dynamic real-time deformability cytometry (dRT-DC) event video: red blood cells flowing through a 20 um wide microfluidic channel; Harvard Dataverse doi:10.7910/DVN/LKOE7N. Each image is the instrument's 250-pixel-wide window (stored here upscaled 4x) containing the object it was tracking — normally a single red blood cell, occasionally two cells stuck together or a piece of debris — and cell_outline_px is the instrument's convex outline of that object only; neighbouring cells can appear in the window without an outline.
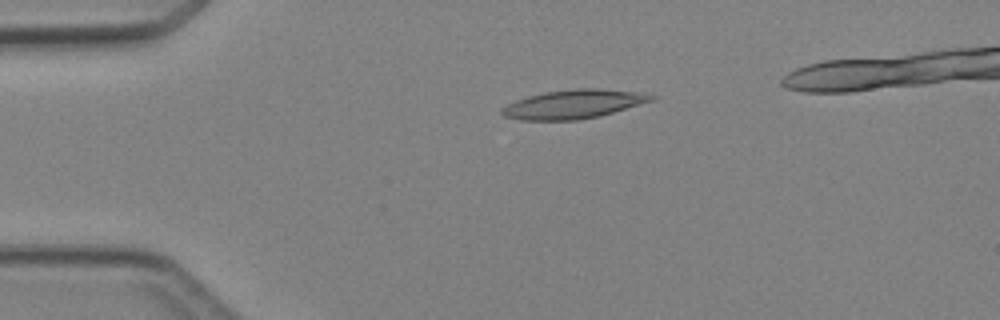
{"species": "Egyptian fruit bat (a non-hibernating species)", "species_latin": "Rousettus aegyptiacus", "temperature_condition": "cold", "stored_images_in_passage": 4, "segment_of_instrument_passage": [1, 2], "camera_frame_rate_fps": 3000, "um_per_image_px": 0.085, "animal": {"sex": "female"}, "frame": {"image": 1, "passage_image": 1, "time_ms": 0.0, "image_size_px": [1000, 320], "cell_outline_px": [[656, 100], [600, 116], [580, 120], [520, 120], [504, 116], [500, 112], [500, 108], [516, 100], [528, 96], [544, 92], [576, 88], [600, 88], [636, 92], [656, 96]], "centroid_in_image_um": [48.75, 8.85], "position_along_channel_um": 36.2, "area_um2": 25.26}}
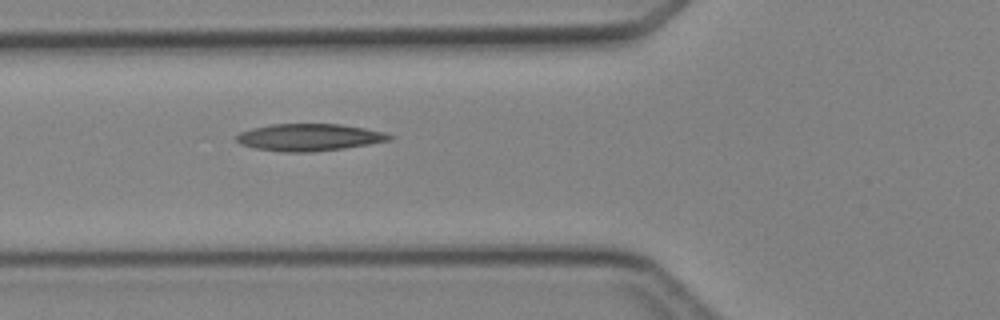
{"frame": {"image": 2, "passage_image": 3, "time_ms": 2.333, "image_size_px": [1000, 320], "cell_outline_px": [[396, 136], [392, 140], [344, 148], [312, 152], [280, 152], [256, 148], [240, 144], [236, 140], [236, 136], [240, 132], [252, 128], [272, 124], [340, 124], [364, 128], [384, 132]], "centroid_in_image_um": [26.3, 11.67], "position_along_channel_um": 99.5, "area_um2": 24.22}}